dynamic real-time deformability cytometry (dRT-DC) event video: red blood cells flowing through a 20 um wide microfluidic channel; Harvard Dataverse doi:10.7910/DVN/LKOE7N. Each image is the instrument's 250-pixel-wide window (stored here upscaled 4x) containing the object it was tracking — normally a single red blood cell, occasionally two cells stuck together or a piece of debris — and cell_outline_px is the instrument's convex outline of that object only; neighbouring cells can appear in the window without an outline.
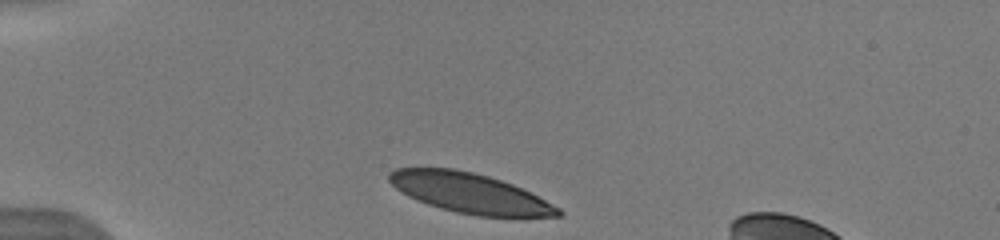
{"species": "human", "species_latin": "Homo sapiens", "temperature_condition": "warm", "stored_images_in_passage": 48, "camera_frame_rate_fps": 3000, "um_per_image_px": 0.085, "donor": {"sex": "male"}, "frame": {"image": 1, "passage_image": 1, "time_ms": 0.0, "image_size_px": [1000, 240], "cell_outline_px": [[564, 212], [560, 216], [476, 216], [456, 212], [440, 208], [428, 204], [408, 196], [396, 188], [388, 180], [388, 172], [396, 168], [452, 168], [472, 172], [488, 176], [512, 184], [560, 208]], "centroid_in_image_um": [39.89, 16.4], "position_along_channel_um": 45.1, "area_um2": 38.78}, "authors_computed_cell_mechanics": {"area_um2": 41.2403, "velocity_mm_per_s": 3.8934, "shape_relaxation_time_tau1_ms": 2.9093, "shape_relaxation_time_tau2_ms": 8.904, "deformation_change_tau1": 0.09, "deformation_change_tau2": 0.1816}}